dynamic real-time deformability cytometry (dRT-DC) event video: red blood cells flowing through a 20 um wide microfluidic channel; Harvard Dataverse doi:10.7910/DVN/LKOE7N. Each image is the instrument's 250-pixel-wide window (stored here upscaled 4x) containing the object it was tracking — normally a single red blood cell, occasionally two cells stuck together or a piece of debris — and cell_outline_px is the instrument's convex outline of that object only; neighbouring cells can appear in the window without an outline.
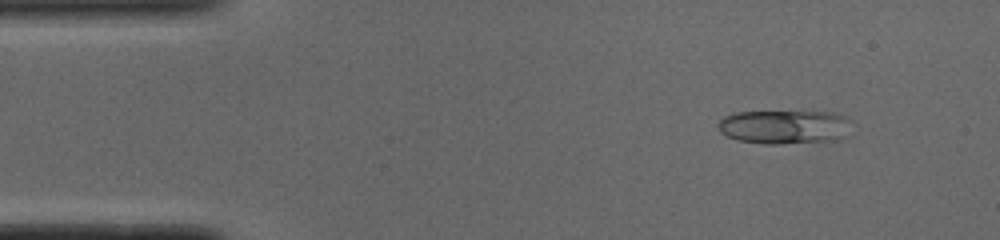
{"species": "common noctule bat (a hibernating species)", "species_latin": "Nyctalus noctula", "temperature_condition": "cold", "stored_images_in_passage": 50, "camera_frame_rate_fps": 3000, "um_per_image_px": 0.085, "animal": {"sex": "male", "body_mass_g": 19.0, "forearm_length_mm": 50.8}, "frame": {"image": 1, "passage_image": 5, "time_ms": 1.333, "image_size_px": [1000, 240], "cell_outline_px": [[852, 120], [848, 136], [840, 140], [780, 144], [764, 144], [736, 140], [720, 132], [716, 124], [724, 116], [736, 112], [832, 112], [844, 116]], "centroid_in_image_um": [66.72, 10.8], "position_along_channel_um": 18.3, "area_um2": 26.82}}
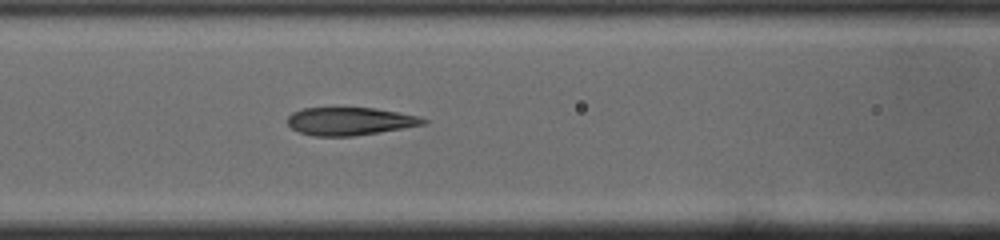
{"frame": {"image": 2, "passage_image": 20, "time_ms": 6.333, "image_size_px": [1000, 240], "cell_outline_px": [[428, 124], [380, 132], [352, 136], [312, 136], [300, 132], [292, 128], [288, 124], [288, 116], [292, 112], [304, 108], [376, 108], [416, 116], [428, 120]], "centroid_in_image_um": [29.74, 10.31], "position_along_channel_um": 136.9, "area_um2": 21.96}}
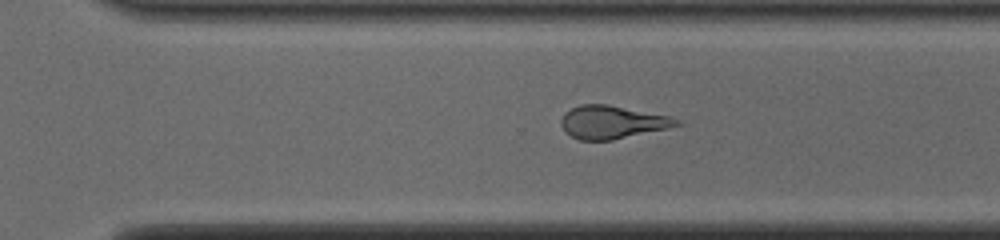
{"frame": {"image": 3, "passage_image": 34, "time_ms": 11.0, "image_size_px": [1000, 240], "cell_outline_px": [[684, 124], [668, 128], [612, 140], [580, 140], [564, 132], [560, 124], [560, 120], [564, 112], [580, 104], [608, 104], [668, 116], [680, 120]], "centroid_in_image_um": [52.01, 10.38], "position_along_channel_um": 318.6, "area_um2": 22.25}, "authors_computed_cell_mechanics": {"area_um2": 23.987, "velocity_mm_per_s": 3.9039, "shape_relaxation_time_tau1_ms": null, "shape_relaxation_time_tau2_ms": 1.6344, "deformation_change_tau1": null, "deformation_change_tau2": 0.104}}